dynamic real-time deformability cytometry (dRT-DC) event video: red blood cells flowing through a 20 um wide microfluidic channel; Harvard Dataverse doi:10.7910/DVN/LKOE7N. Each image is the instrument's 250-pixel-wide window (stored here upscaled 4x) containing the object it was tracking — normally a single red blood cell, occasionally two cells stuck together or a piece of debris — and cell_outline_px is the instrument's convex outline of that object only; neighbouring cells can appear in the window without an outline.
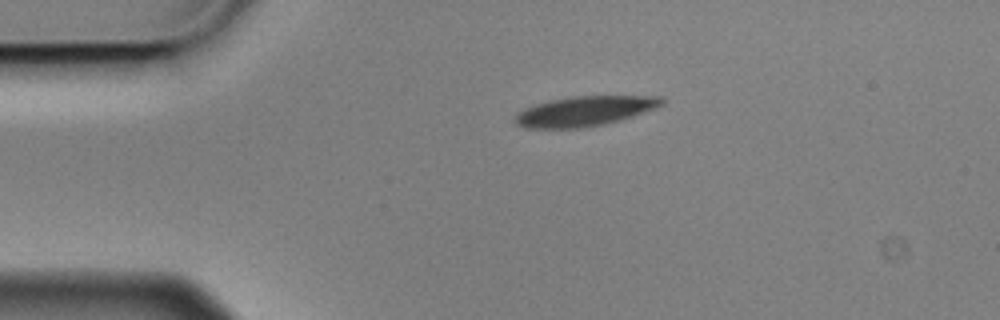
{"species": "Egyptian fruit bat (a non-hibernating species)", "species_latin": "Rousettus aegyptiacus", "temperature_condition": "cold", "stored_images_in_passage": 2, "camera_frame_rate_fps": 3000, "um_per_image_px": 0.085, "animal": {"sex": "male"}, "frame": {"image": 1, "passage_image": 1, "time_ms": 0.0, "image_size_px": [1000, 320], "cell_outline_px": [[664, 104], [656, 108], [620, 120], [604, 124], [584, 128], [524, 128], [516, 124], [512, 120], [516, 112], [524, 108], [536, 104], [552, 100], [572, 96], [664, 96]], "centroid_in_image_um": [49.67, 9.45], "position_along_channel_um": 35.3, "area_um2": 25.72}}